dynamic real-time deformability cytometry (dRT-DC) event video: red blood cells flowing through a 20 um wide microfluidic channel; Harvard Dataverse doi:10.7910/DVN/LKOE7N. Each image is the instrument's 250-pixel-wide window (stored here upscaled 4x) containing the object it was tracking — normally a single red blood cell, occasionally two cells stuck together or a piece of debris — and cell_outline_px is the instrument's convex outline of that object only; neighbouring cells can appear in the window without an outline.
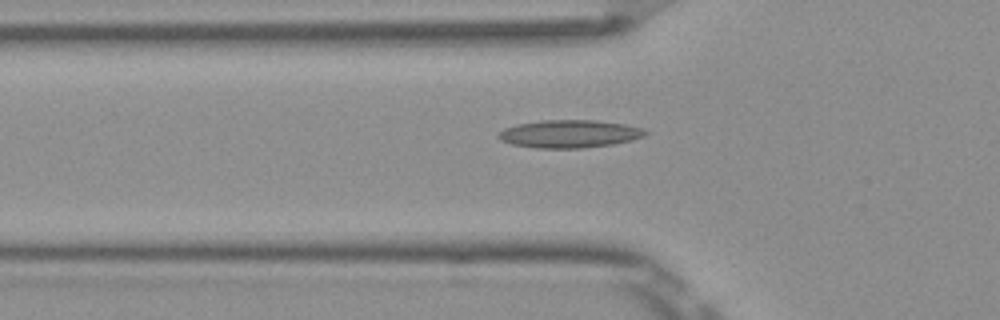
{"species": "Egyptian fruit bat (a non-hibernating species)", "species_latin": "Rousettus aegyptiacus", "temperature_condition": "room temperature", "stored_images_in_passage": 7, "segment_of_instrument_passage": [2, 2], "camera_frame_rate_fps": 3000, "um_per_image_px": 0.085, "frame": {"image": 1, "passage_image": 7, "time_ms": 2.0, "image_size_px": [1000, 320], "cell_outline_px": [[648, 132], [644, 136], [612, 144], [580, 148], [536, 148], [512, 144], [500, 140], [496, 136], [504, 128], [516, 124], [544, 120], [596, 120], [624, 124], [640, 128]], "centroid_in_image_um": [48.34, 11.37], "position_along_channel_um": 77.5, "area_um2": 23.58}}